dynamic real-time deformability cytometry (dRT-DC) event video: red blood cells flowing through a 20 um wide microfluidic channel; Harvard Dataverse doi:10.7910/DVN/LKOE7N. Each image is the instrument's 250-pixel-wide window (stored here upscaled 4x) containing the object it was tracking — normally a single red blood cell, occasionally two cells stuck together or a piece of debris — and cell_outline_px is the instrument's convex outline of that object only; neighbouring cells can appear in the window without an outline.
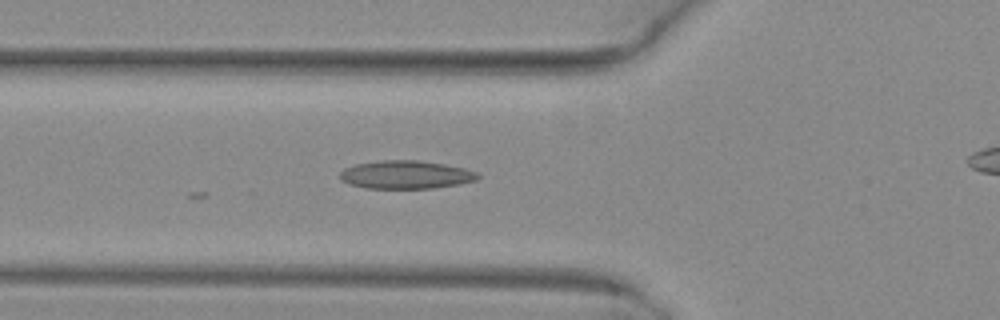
{"species": "common noctule bat (a hibernating species)", "species_latin": "Nyctalus noctula", "temperature_condition": "warm", "stored_images_in_passage": 8, "camera_frame_rate_fps": 3000, "um_per_image_px": 0.085, "animal": {"sex": "female", "body_mass_g": 29.2, "forearm_length_mm": 56.3}, "frame": {"image": 1, "passage_image": 8, "time_ms": 2.333, "image_size_px": [1000, 320], "cell_outline_px": [[480, 176], [476, 180], [460, 184], [432, 188], [364, 188], [348, 184], [340, 180], [340, 172], [344, 168], [356, 164], [380, 160], [416, 160], [444, 164], [464, 168], [476, 172]], "centroid_in_image_um": [34.46, 14.85], "position_along_channel_um": 91.3, "area_um2": 22.66}}